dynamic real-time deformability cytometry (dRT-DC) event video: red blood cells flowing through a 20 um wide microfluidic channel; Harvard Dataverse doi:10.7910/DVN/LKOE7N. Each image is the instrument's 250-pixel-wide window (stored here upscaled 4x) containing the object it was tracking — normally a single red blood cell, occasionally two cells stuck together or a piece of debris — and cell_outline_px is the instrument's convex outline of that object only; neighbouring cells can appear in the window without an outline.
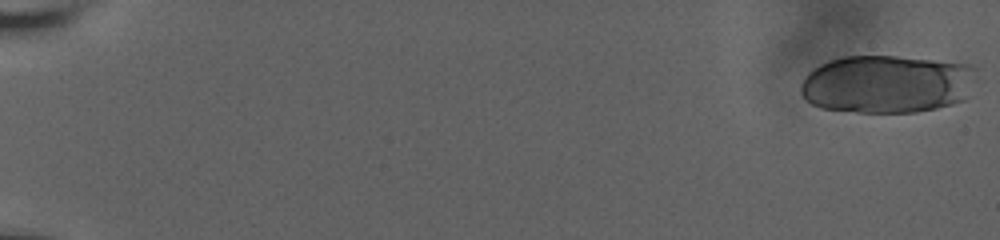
{"species": "human", "species_latin": "Homo sapiens", "temperature_condition": "room temperature", "stored_images_in_passage": 7, "camera_frame_rate_fps": 3000, "um_per_image_px": 0.085, "donor": {"sex": "male"}, "frame": {"image": 1, "passage_image": 1, "time_ms": 0.0, "image_size_px": [1000, 240], "cell_outline_px": [[976, 80], [964, 100], [952, 104], [936, 108], [916, 112], [856, 112], [820, 108], [812, 104], [800, 92], [800, 88], [804, 76], [808, 72], [820, 64], [828, 60], [844, 56], [896, 56], [972, 64], [976, 68]], "centroid_in_image_um": [75.41, 7.14], "position_along_channel_um": 9.6, "area_um2": 60.0}}